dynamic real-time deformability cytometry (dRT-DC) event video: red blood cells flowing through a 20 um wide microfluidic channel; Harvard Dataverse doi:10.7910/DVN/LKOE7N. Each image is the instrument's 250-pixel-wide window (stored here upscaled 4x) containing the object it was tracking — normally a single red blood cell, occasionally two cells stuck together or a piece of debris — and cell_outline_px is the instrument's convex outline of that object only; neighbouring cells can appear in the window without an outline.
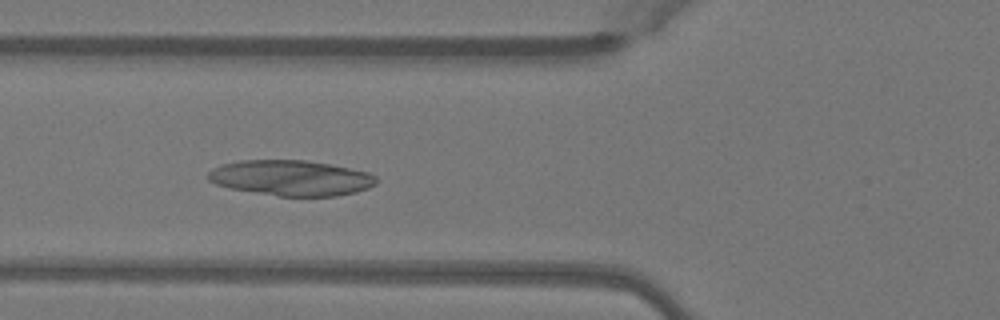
{"species": "Egyptian fruit bat (a non-hibernating species)", "species_latin": "Rousettus aegyptiacus", "temperature_condition": "warm", "stored_images_in_passage": 35, "segment_of_instrument_passage": [1, 2], "camera_frame_rate_fps": 3000, "um_per_image_px": 0.085, "animal": {"sex": "female"}, "frame": {"image": 1, "passage_image": 3, "time_ms": 0.667, "image_size_px": [1000, 320], "cell_outline_px": [[376, 184], [368, 188], [356, 192], [336, 196], [280, 196], [232, 188], [216, 184], [208, 180], [208, 172], [212, 168], [220, 164], [240, 160], [308, 160], [332, 164], [368, 172], [376, 176]], "centroid_in_image_um": [24.75, 15.11], "position_along_channel_um": 101.0, "area_um2": 34.8}}
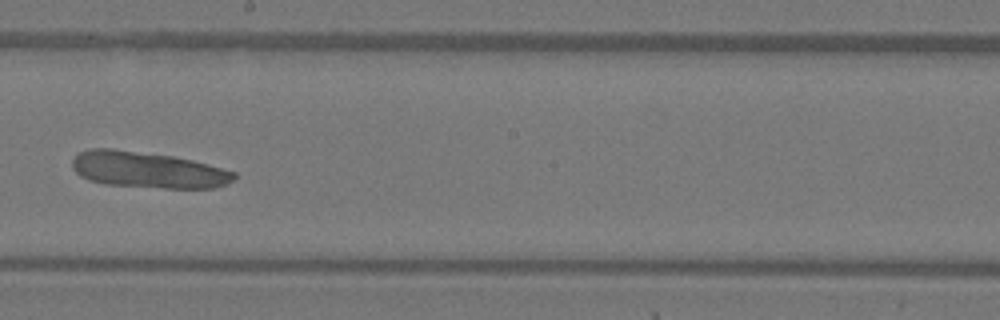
{"frame": {"image": 2, "passage_image": 13, "time_ms": 4.0, "image_size_px": [1000, 320], "cell_outline_px": [[236, 176], [232, 180], [216, 188], [164, 188], [104, 184], [88, 180], [80, 176], [72, 168], [72, 160], [80, 152], [88, 148], [112, 148], [172, 156], [192, 160], [236, 172]], "centroid_in_image_um": [12.52, 14.44], "position_along_channel_um": 235.7, "area_um2": 34.1}}
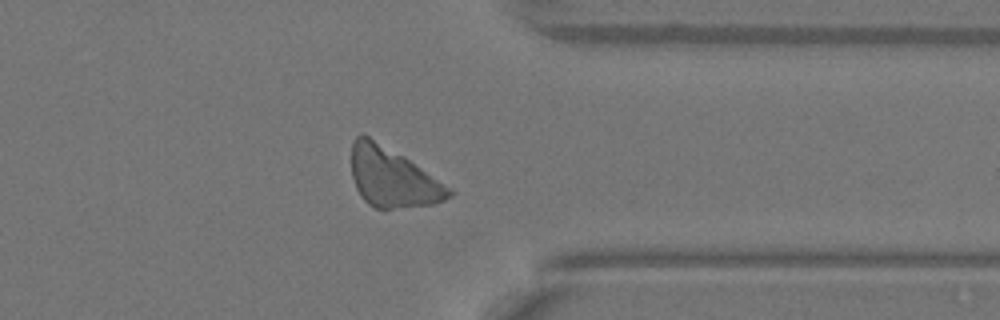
{"frame": {"image": 3, "passage_image": 24, "time_ms": 7.667, "image_size_px": [1000, 320], "cell_outline_px": [[456, 192], [452, 196], [444, 200], [432, 204], [392, 208], [376, 208], [368, 204], [360, 196], [356, 188], [352, 176], [352, 144], [356, 136], [360, 132], [364, 132], [408, 160]], "centroid_in_image_um": [33.32, 15.07], "position_along_channel_um": 378.1, "area_um2": 33.23}}